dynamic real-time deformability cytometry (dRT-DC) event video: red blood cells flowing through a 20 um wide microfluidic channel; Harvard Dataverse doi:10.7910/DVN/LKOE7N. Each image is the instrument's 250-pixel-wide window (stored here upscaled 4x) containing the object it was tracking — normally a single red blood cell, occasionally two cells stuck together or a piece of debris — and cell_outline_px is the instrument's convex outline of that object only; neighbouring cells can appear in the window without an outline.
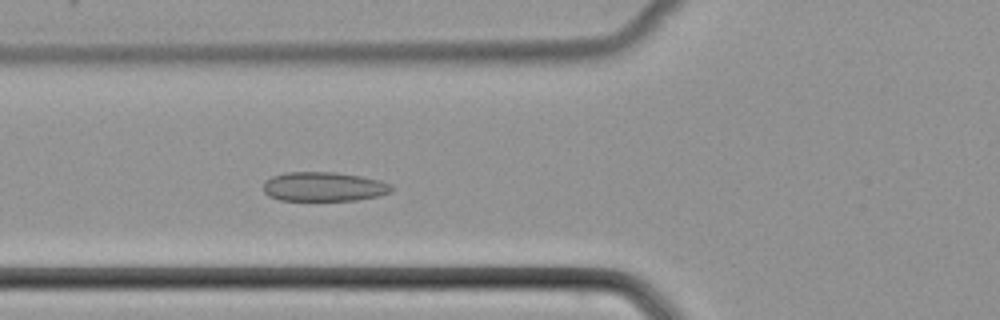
{"species": "common noctule bat (a hibernating species)", "species_latin": "Nyctalus noctula", "temperature_condition": "cold", "stored_images_in_passage": 37, "camera_frame_rate_fps": 3000, "um_per_image_px": 0.085, "animal": {"sex": "female", "body_mass_g": 22.7, "forearm_length_mm": 54.2}, "frame": {"image": 1, "passage_image": 5, "time_ms": 1.333, "image_size_px": [1000, 320], "cell_outline_px": [[396, 188], [392, 192], [380, 196], [356, 200], [280, 200], [268, 196], [264, 192], [264, 180], [272, 176], [284, 172], [336, 172], [360, 176], [380, 180], [392, 184]], "centroid_in_image_um": [27.56, 15.86], "position_along_channel_um": 98.2, "area_um2": 22.2}}
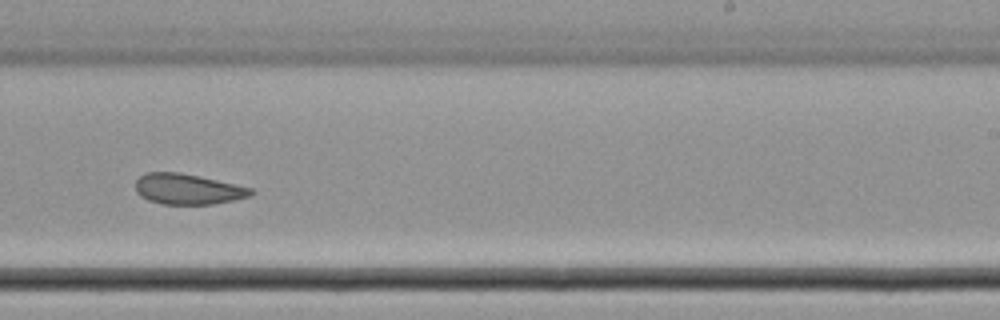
{"frame": {"image": 2, "passage_image": 18, "time_ms": 5.667, "image_size_px": [1000, 320], "cell_outline_px": [[256, 192], [252, 196], [236, 200], [212, 204], [160, 204], [148, 200], [140, 196], [136, 192], [136, 180], [140, 176], [148, 172], [180, 172], [200, 176], [236, 184], [252, 188]], "centroid_in_image_um": [16.0, 16.07], "position_along_channel_um": 273.0, "area_um2": 20.81}}
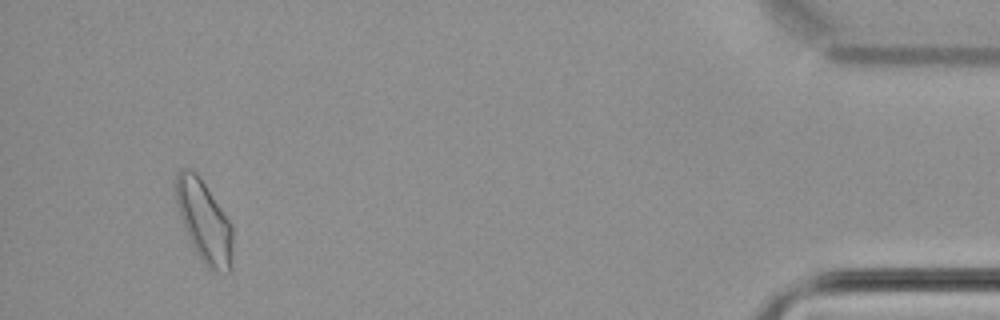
{"frame": {"image": 3, "passage_image": 34, "time_ms": 11.0, "image_size_px": [1000, 320], "cell_outline_px": [[232, 272], [216, 272], [208, 268], [204, 264], [196, 252], [188, 236], [180, 216], [176, 204], [176, 176], [180, 168], [188, 168], [196, 172], [200, 176], [232, 224]], "centroid_in_image_um": [17.37, 18.82], "position_along_channel_um": 417.8, "area_um2": 27.11}}